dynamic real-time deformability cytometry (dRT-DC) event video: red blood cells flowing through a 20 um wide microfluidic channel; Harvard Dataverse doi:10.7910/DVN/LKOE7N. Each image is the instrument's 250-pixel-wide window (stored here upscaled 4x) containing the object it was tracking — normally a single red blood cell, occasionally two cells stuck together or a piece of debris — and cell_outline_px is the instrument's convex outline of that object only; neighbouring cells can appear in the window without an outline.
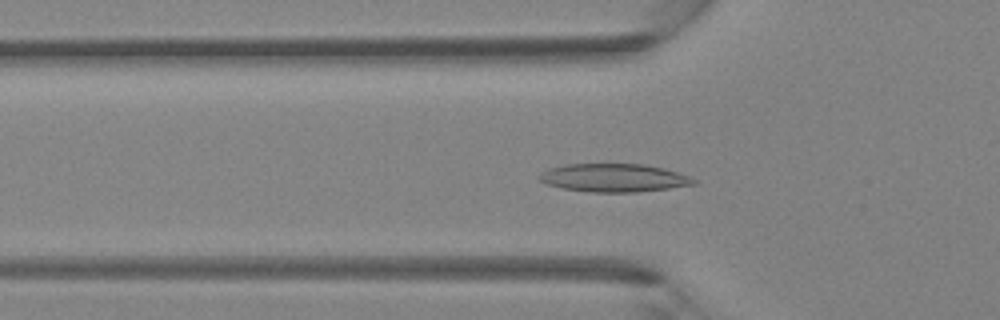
{"species": "Egyptian fruit bat (a non-hibernating species)", "species_latin": "Rousettus aegyptiacus", "temperature_condition": "room temperature", "stored_images_in_passage": 45, "camera_frame_rate_fps": 3000, "um_per_image_px": 0.085, "animal": {"sex": "female"}, "frame": {"image": 1, "passage_image": 15, "time_ms": 4.667, "image_size_px": [1000, 320], "cell_outline_px": [[696, 184], [668, 188], [636, 192], [588, 192], [560, 188], [548, 184], [540, 180], [536, 176], [548, 168], [564, 164], [644, 164], [664, 168], [688, 176], [696, 180]], "centroid_in_image_um": [52.13, 15.11], "position_along_channel_um": 73.7, "area_um2": 25.37}}
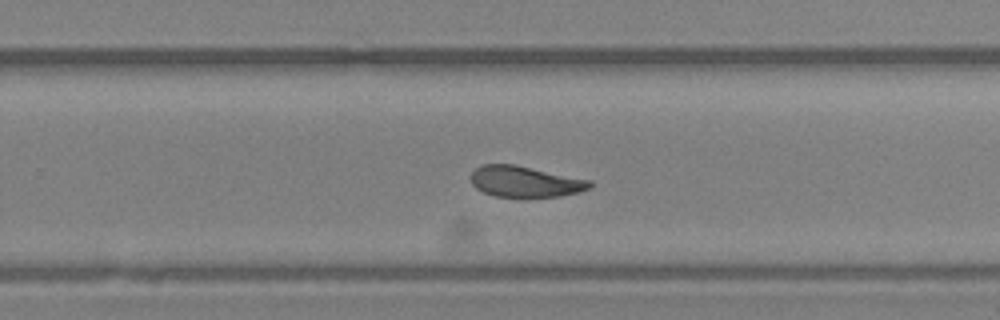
{"frame": {"image": 2, "passage_image": 29, "time_ms": 9.333, "image_size_px": [1000, 320], "cell_outline_px": [[592, 184], [588, 188], [580, 192], [560, 196], [528, 200], [496, 196], [484, 192], [476, 188], [472, 184], [472, 172], [480, 164], [516, 164], [592, 180]], "centroid_in_image_um": [44.66, 15.47], "position_along_channel_um": 285.1, "area_um2": 22.31}}
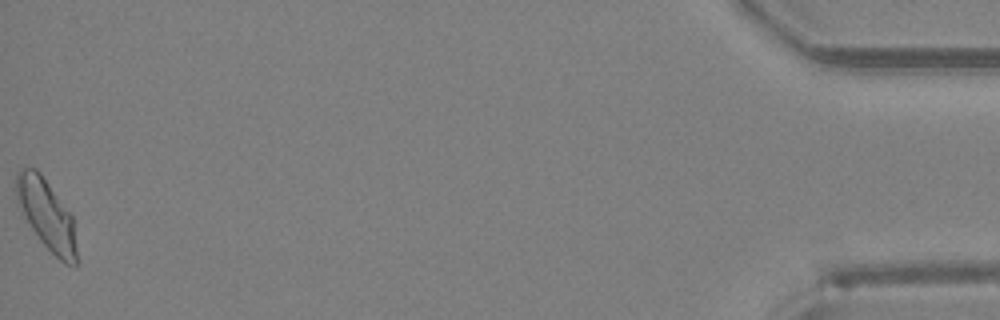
{"frame": {"image": 3, "passage_image": 45, "time_ms": 14.667, "image_size_px": [1000, 320], "cell_outline_px": [[76, 268], [64, 264], [40, 240], [32, 228], [20, 204], [16, 192], [16, 172], [20, 168], [36, 168], [40, 172], [72, 216], [76, 248]], "centroid_in_image_um": [3.98, 18.25], "position_along_channel_um": 431.2, "area_um2": 23.93}}